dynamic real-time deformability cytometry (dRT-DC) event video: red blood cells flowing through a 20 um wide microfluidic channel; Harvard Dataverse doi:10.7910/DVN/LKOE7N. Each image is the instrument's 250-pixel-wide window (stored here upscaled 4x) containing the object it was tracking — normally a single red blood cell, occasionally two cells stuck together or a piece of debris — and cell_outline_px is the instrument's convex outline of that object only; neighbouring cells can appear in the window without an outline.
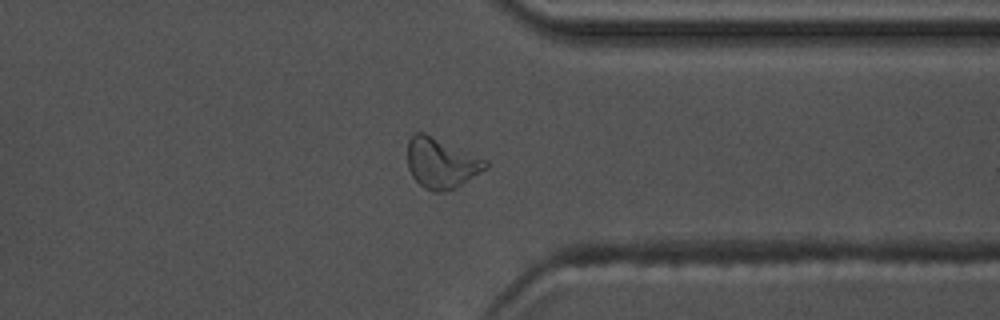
{"species": "common noctule bat (a hibernating species)", "species_latin": "Nyctalus noctula", "temperature_condition": "warm", "stored_images_in_passage": 53, "camera_frame_rate_fps": 3000, "um_per_image_px": 0.085, "animal": {"sex": "male", "body_mass_g": 17.5, "forearm_length_mm": 52.3}, "frame": {"image": 1, "passage_image": 41, "time_ms": 13.333, "image_size_px": [1000, 320], "cell_outline_px": [[488, 168], [456, 188], [440, 192], [432, 192], [424, 188], [412, 176], [408, 168], [408, 140], [416, 132], [424, 132], [488, 160]], "centroid_in_image_um": [37.52, 13.87], "position_along_channel_um": 373.9, "area_um2": 22.95}}
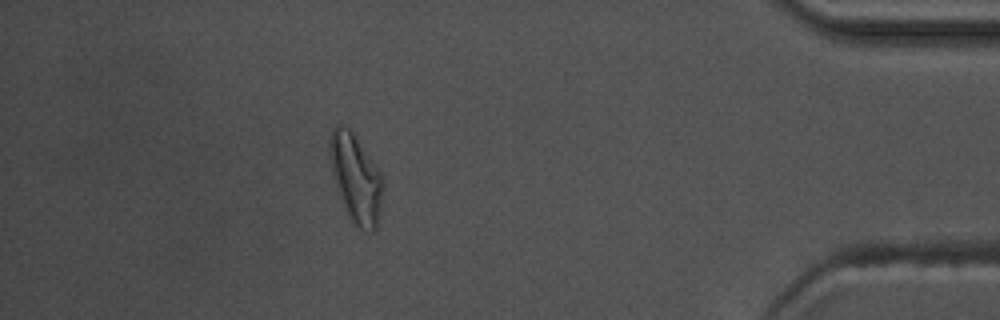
{"frame": {"image": 2, "passage_image": 47, "time_ms": 15.333, "image_size_px": [1000, 320], "cell_outline_px": [[384, 188], [376, 228], [372, 232], [368, 232], [356, 228], [348, 216], [336, 188], [328, 156], [328, 144], [332, 128], [336, 124], [340, 124], [348, 128], [352, 132], [376, 164], [384, 176]], "centroid_in_image_um": [30.24, 15.16], "position_along_channel_um": 405.0, "area_um2": 27.92}, "authors_computed_cell_mechanics": {"area_um2": 20.6924, "velocity_mm_per_s": 3.7291, "shape_relaxation_time_tau1_ms": 7.0719, "shape_relaxation_time_tau2_ms": 4.4628, "deformation_change_tau1": 0.2175, "deformation_change_tau2": 0.1394}}